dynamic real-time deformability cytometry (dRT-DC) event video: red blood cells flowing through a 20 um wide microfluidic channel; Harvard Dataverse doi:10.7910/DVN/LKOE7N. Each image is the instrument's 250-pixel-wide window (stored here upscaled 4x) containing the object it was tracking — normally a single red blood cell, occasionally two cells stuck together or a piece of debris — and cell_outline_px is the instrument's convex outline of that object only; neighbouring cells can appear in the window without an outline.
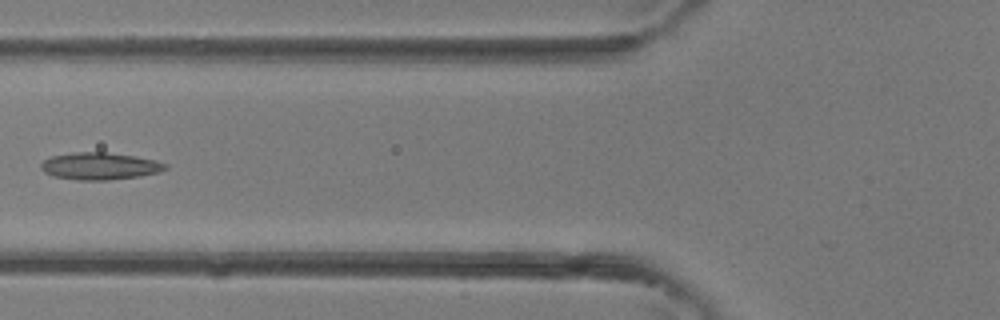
{"species": "common noctule bat (a hibernating species)", "species_latin": "Nyctalus noctula", "temperature_condition": "room temperature", "stored_images_in_passage": 4, "camera_frame_rate_fps": 3000, "um_per_image_px": 0.085, "animal": {"sex": "female"}, "frame": {"image": 1, "passage_image": 4, "time_ms": 1.0, "image_size_px": [1000, 320], "cell_outline_px": [[168, 168], [160, 172], [140, 176], [108, 180], [76, 180], [52, 176], [44, 172], [40, 168], [40, 164], [44, 160], [52, 156], [72, 152], [104, 152], [136, 156], [156, 160], [168, 164]], "centroid_in_image_um": [8.49, 14.12], "position_along_channel_um": 117.3, "area_um2": 19.88}}